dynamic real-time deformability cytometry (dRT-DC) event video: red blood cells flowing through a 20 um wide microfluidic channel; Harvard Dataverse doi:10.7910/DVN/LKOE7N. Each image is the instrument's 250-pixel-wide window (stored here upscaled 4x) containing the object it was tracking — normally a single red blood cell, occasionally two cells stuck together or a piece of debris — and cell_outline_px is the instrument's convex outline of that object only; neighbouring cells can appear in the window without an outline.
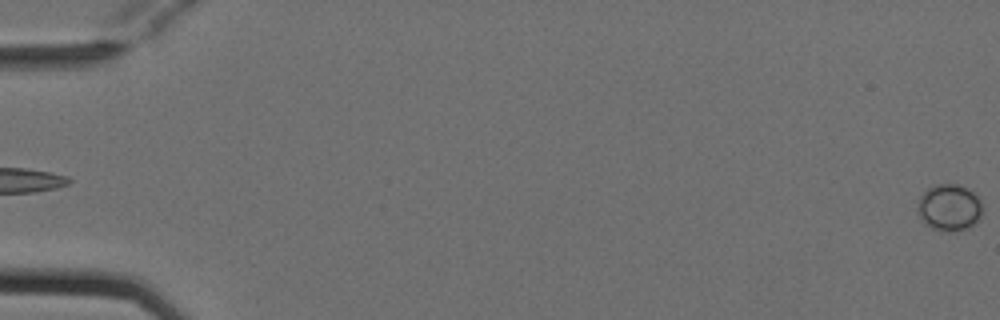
{"species": "Egyptian fruit bat (a non-hibernating species)", "species_latin": "Rousettus aegyptiacus", "temperature_condition": "cold", "stored_images_in_passage": 3, "camera_frame_rate_fps": 3000, "um_per_image_px": 0.085, "animal": {"sex": "female"}, "frame": {"image": 1, "passage_image": 3, "time_ms": 0.667, "image_size_px": [1000, 320], "cell_outline_px": [[980, 220], [976, 224], [968, 228], [956, 232], [944, 232], [932, 228], [924, 224], [920, 216], [916, 200], [928, 188], [936, 184], [956, 184], [972, 192], [980, 200]], "centroid_in_image_um": [80.66, 17.67], "position_along_channel_um": 4.3, "area_um2": 17.69}}